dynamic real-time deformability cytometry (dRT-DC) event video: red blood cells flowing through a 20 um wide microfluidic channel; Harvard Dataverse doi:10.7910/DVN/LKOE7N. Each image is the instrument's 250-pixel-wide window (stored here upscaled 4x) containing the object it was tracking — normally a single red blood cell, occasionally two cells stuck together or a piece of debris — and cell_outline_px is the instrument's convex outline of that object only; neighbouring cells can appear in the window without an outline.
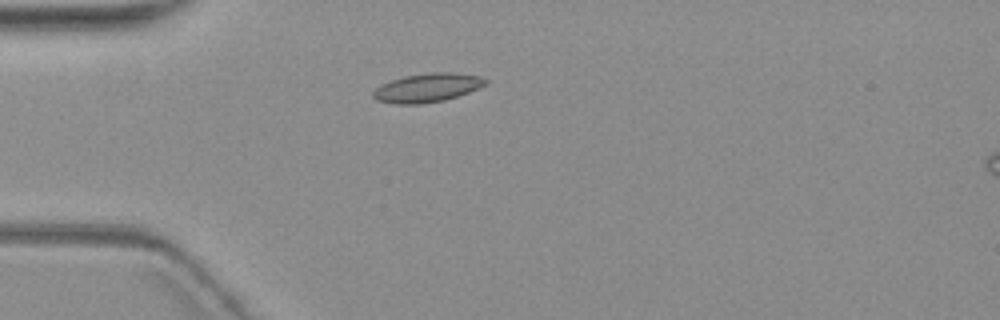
{"species": "common noctule bat (a hibernating species)", "species_latin": "Nyctalus noctula", "temperature_condition": "warm", "stored_images_in_passage": 2, "camera_frame_rate_fps": 3000, "um_per_image_px": 0.085, "animal": {"sex": "female", "body_mass_g": 19.3, "forearm_length_mm": 54.1}, "frame": {"image": 1, "passage_image": 2, "time_ms": 3.667, "image_size_px": [1000, 320], "cell_outline_px": [[488, 84], [468, 92], [444, 100], [420, 104], [396, 104], [376, 100], [372, 96], [372, 92], [380, 84], [404, 76], [428, 72], [456, 72], [480, 76], [488, 80]], "centroid_in_image_um": [36.32, 7.45], "position_along_channel_um": 48.7, "area_um2": 18.96}}